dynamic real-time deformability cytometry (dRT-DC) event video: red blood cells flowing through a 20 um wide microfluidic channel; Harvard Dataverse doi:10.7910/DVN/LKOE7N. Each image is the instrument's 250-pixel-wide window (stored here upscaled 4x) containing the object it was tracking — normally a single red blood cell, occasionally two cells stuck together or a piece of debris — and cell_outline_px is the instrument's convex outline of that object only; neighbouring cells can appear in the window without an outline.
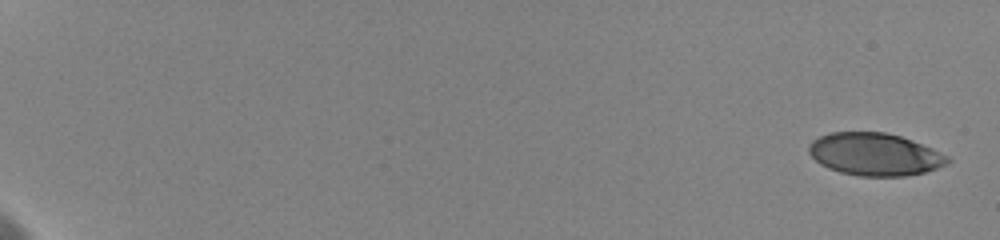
{"species": "human", "species_latin": "Homo sapiens", "temperature_condition": "cold", "stored_images_in_passage": 9, "camera_frame_rate_fps": 3000, "um_per_image_px": 0.085, "donor": {"sex": "female"}, "frame": {"image": 1, "passage_image": 1, "time_ms": 0.0, "image_size_px": [1000, 240], "cell_outline_px": [[952, 160], [948, 164], [924, 172], [904, 176], [856, 176], [840, 172], [828, 168], [820, 164], [808, 152], [808, 144], [812, 140], [820, 136], [832, 132], [884, 132], [900, 136], [912, 140], [948, 156]], "centroid_in_image_um": [74.33, 13.12], "position_along_channel_um": 10.7, "area_um2": 34.33}}
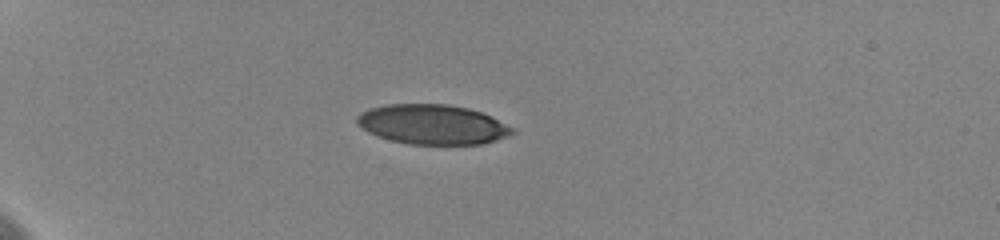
{"frame": {"image": 2, "passage_image": 7, "time_ms": 5.667, "image_size_px": [1000, 240], "cell_outline_px": [[516, 132], [496, 140], [480, 144], [408, 144], [376, 136], [368, 132], [356, 124], [356, 116], [360, 112], [368, 108], [388, 104], [448, 104], [468, 108], [480, 112], [512, 128]], "centroid_in_image_um": [36.68, 10.57], "position_along_channel_um": 48.3, "area_um2": 35.78}}